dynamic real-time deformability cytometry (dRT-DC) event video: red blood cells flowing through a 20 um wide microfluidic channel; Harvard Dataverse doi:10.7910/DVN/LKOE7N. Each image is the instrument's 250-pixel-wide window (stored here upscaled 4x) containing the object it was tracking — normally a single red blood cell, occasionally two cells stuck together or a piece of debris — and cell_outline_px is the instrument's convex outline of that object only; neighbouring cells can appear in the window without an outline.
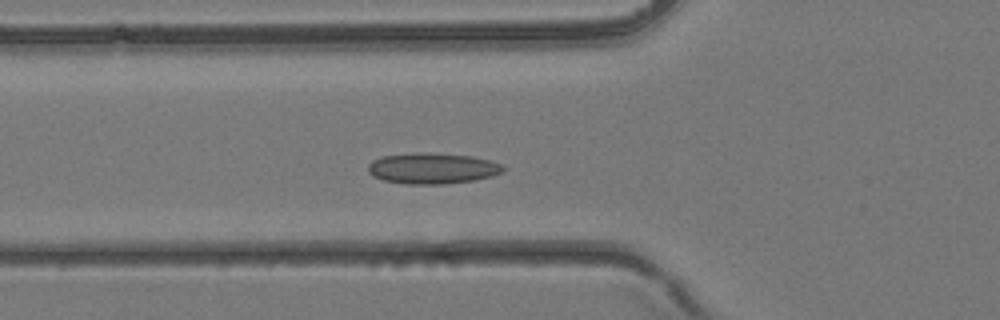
{"species": "common noctule bat (a hibernating species)", "species_latin": "Nyctalus noctula", "temperature_condition": "room temperature", "stored_images_in_passage": 27, "camera_frame_rate_fps": 3000, "um_per_image_px": 0.085, "animal": {"sex": "female", "body_mass_g": 24.6, "forearm_length_mm": 56.2}, "frame": {"image": 1, "passage_image": 3, "time_ms": 0.667, "image_size_px": [1000, 320], "cell_outline_px": [[508, 168], [492, 176], [472, 180], [444, 184], [408, 184], [384, 180], [372, 176], [368, 172], [368, 164], [372, 160], [380, 156], [424, 152], [428, 152], [472, 156], [504, 164]], "centroid_in_image_um": [36.75, 14.3], "position_along_channel_um": 89.0, "area_um2": 24.39}}
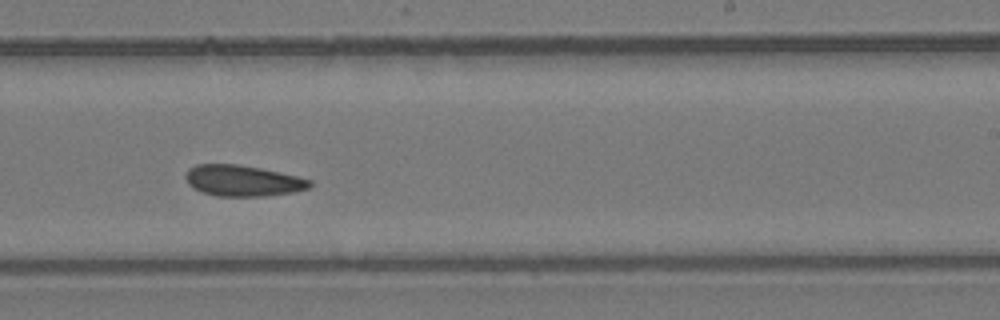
{"frame": {"image": 2, "passage_image": 13, "time_ms": 4.0, "image_size_px": [1000, 320], "cell_outline_px": [[312, 184], [308, 188], [292, 192], [264, 196], [216, 196], [192, 188], [188, 184], [184, 176], [188, 168], [196, 164], [236, 164], [260, 168], [280, 172], [312, 180]], "centroid_in_image_um": [20.59, 15.35], "position_along_channel_um": 268.4, "area_um2": 22.43}}
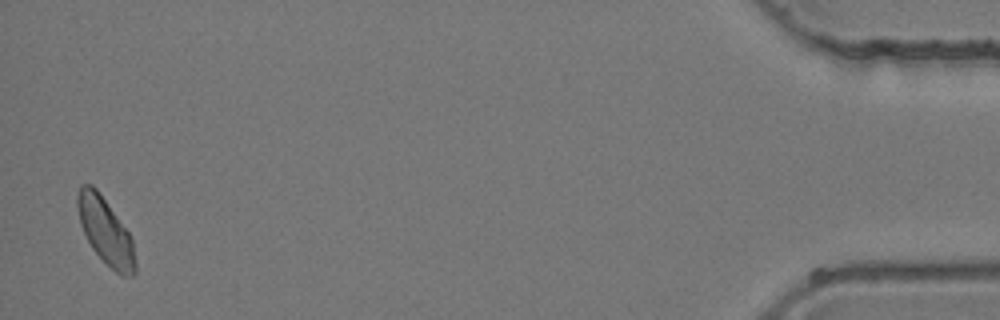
{"frame": {"image": 3, "passage_image": 27, "time_ms": 8.667, "image_size_px": [1000, 320], "cell_outline_px": [[136, 272], [132, 276], [124, 276], [116, 272], [92, 248], [80, 224], [76, 204], [76, 196], [80, 184], [92, 184], [96, 188], [128, 232], [132, 240], [136, 264]], "centroid_in_image_um": [8.95, 19.62], "position_along_channel_um": 426.3, "area_um2": 21.96}}